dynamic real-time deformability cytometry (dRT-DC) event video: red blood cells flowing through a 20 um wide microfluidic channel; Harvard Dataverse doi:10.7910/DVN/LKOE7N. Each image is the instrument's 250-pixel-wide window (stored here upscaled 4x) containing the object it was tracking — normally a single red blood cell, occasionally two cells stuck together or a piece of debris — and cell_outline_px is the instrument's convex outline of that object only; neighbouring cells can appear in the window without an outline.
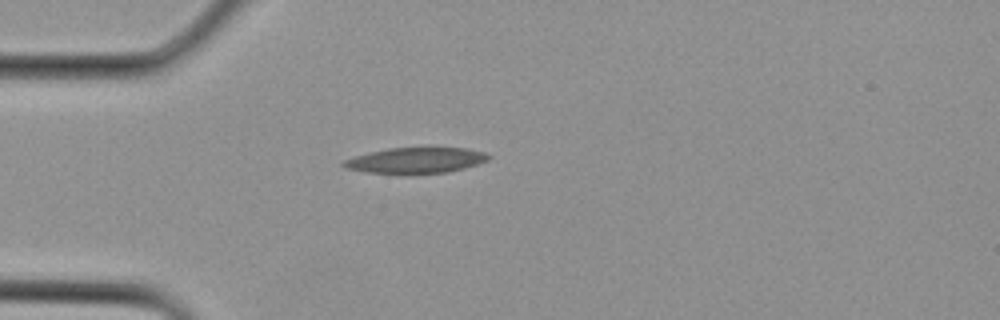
{"species": "Egyptian fruit bat (a non-hibernating species)", "species_latin": "Rousettus aegyptiacus", "temperature_condition": "cold", "stored_images_in_passage": 24, "camera_frame_rate_fps": 3000, "um_per_image_px": 0.085, "animal": {"sex": "female"}, "frame": {"image": 1, "passage_image": 1, "time_ms": 0.0, "image_size_px": [1000, 320], "cell_outline_px": [[492, 156], [488, 160], [464, 168], [448, 172], [364, 172], [344, 168], [340, 164], [344, 160], [356, 156], [388, 148], [464, 148], [484, 152]], "centroid_in_image_um": [35.34, 13.61], "position_along_channel_um": 49.7, "area_um2": 21.04}}
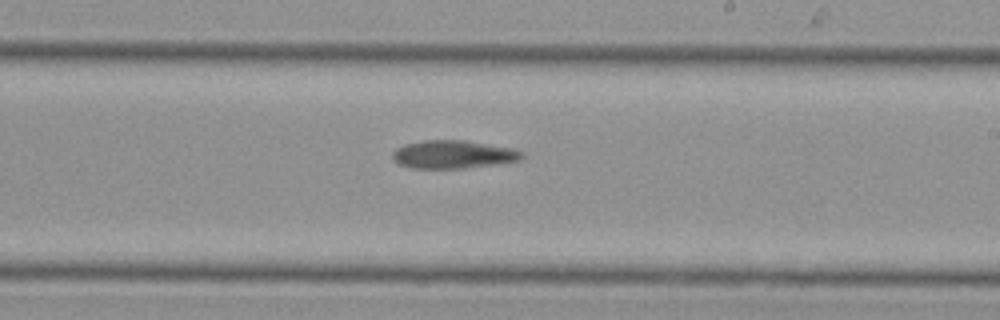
{"frame": {"image": 2, "passage_image": 11, "time_ms": 3.333, "image_size_px": [1000, 320], "cell_outline_px": [[524, 156], [520, 160], [504, 164], [464, 168], [412, 168], [400, 164], [392, 160], [392, 152], [396, 148], [404, 144], [424, 140], [464, 140], [512, 148], [524, 152]], "centroid_in_image_um": [38.55, 13.13], "position_along_channel_um": 250.5, "area_um2": 21.44}}
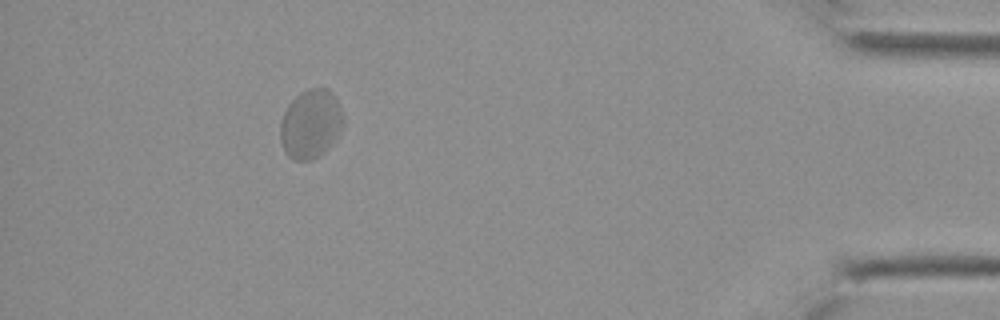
{"frame": {"image": 3, "passage_image": 21, "time_ms": 6.667, "image_size_px": [1000, 320], "cell_outline_px": [[344, 128], [328, 148], [320, 156], [312, 160], [292, 160], [284, 152], [280, 140], [280, 124], [284, 112], [288, 104], [300, 92], [308, 88], [328, 88], [332, 92], [344, 116]], "centroid_in_image_um": [26.41, 10.55], "position_along_channel_um": 408.8, "area_um2": 25.66}}